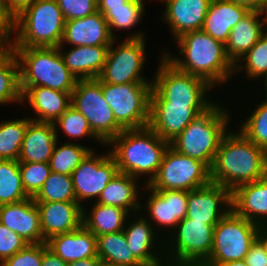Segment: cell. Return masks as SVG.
<instances>
[{"instance_id":"6da1fadb","label":"cell","mask_w":267,"mask_h":266,"mask_svg":"<svg viewBox=\"0 0 267 266\" xmlns=\"http://www.w3.org/2000/svg\"><path fill=\"white\" fill-rule=\"evenodd\" d=\"M267 176V152L242 132H227L210 169V180L231 192L238 186Z\"/></svg>"},{"instance_id":"7a4b0ae2","label":"cell","mask_w":267,"mask_h":266,"mask_svg":"<svg viewBox=\"0 0 267 266\" xmlns=\"http://www.w3.org/2000/svg\"><path fill=\"white\" fill-rule=\"evenodd\" d=\"M179 56L167 52L163 56L179 71L198 76L211 86L226 82L234 73V64L226 55L225 45L203 30L190 31L175 39Z\"/></svg>"},{"instance_id":"3957f363","label":"cell","mask_w":267,"mask_h":266,"mask_svg":"<svg viewBox=\"0 0 267 266\" xmlns=\"http://www.w3.org/2000/svg\"><path fill=\"white\" fill-rule=\"evenodd\" d=\"M118 171L134 178L147 175V184L157 174L170 143L161 139L149 126L140 129H124L108 144Z\"/></svg>"},{"instance_id":"277c9868","label":"cell","mask_w":267,"mask_h":266,"mask_svg":"<svg viewBox=\"0 0 267 266\" xmlns=\"http://www.w3.org/2000/svg\"><path fill=\"white\" fill-rule=\"evenodd\" d=\"M19 64L20 87L45 86L72 93L77 79L66 67L58 47H11Z\"/></svg>"},{"instance_id":"5b68a950","label":"cell","mask_w":267,"mask_h":266,"mask_svg":"<svg viewBox=\"0 0 267 266\" xmlns=\"http://www.w3.org/2000/svg\"><path fill=\"white\" fill-rule=\"evenodd\" d=\"M229 114L215 102L170 142L181 154L203 162L211 169L220 142L228 132Z\"/></svg>"},{"instance_id":"8992f818","label":"cell","mask_w":267,"mask_h":266,"mask_svg":"<svg viewBox=\"0 0 267 266\" xmlns=\"http://www.w3.org/2000/svg\"><path fill=\"white\" fill-rule=\"evenodd\" d=\"M65 19L56 0H37L14 17L12 47H58Z\"/></svg>"},{"instance_id":"52a82bcc","label":"cell","mask_w":267,"mask_h":266,"mask_svg":"<svg viewBox=\"0 0 267 266\" xmlns=\"http://www.w3.org/2000/svg\"><path fill=\"white\" fill-rule=\"evenodd\" d=\"M152 81L150 104H188V107H210L206 99L211 86L206 80L176 69L164 56Z\"/></svg>"},{"instance_id":"ba28073f","label":"cell","mask_w":267,"mask_h":266,"mask_svg":"<svg viewBox=\"0 0 267 266\" xmlns=\"http://www.w3.org/2000/svg\"><path fill=\"white\" fill-rule=\"evenodd\" d=\"M257 224L237 215L232 209L214 226L213 246L201 266H217L244 260L257 239Z\"/></svg>"},{"instance_id":"9c48e42d","label":"cell","mask_w":267,"mask_h":266,"mask_svg":"<svg viewBox=\"0 0 267 266\" xmlns=\"http://www.w3.org/2000/svg\"><path fill=\"white\" fill-rule=\"evenodd\" d=\"M152 83H102L105 101L124 129L148 127Z\"/></svg>"},{"instance_id":"30bf717a","label":"cell","mask_w":267,"mask_h":266,"mask_svg":"<svg viewBox=\"0 0 267 266\" xmlns=\"http://www.w3.org/2000/svg\"><path fill=\"white\" fill-rule=\"evenodd\" d=\"M71 106L85 116L93 133L105 145L124 130L105 101L102 82L98 79L77 80L71 94Z\"/></svg>"},{"instance_id":"8fae6325","label":"cell","mask_w":267,"mask_h":266,"mask_svg":"<svg viewBox=\"0 0 267 266\" xmlns=\"http://www.w3.org/2000/svg\"><path fill=\"white\" fill-rule=\"evenodd\" d=\"M210 182V169L203 162L181 154L169 146L157 174L146 185L156 191L189 192Z\"/></svg>"},{"instance_id":"7c38bea8","label":"cell","mask_w":267,"mask_h":266,"mask_svg":"<svg viewBox=\"0 0 267 266\" xmlns=\"http://www.w3.org/2000/svg\"><path fill=\"white\" fill-rule=\"evenodd\" d=\"M203 221H191L185 217L174 230L173 244L164 253L167 266H201L210 255L213 246L214 226ZM168 250H171L168 253ZM171 253V254H170ZM172 257V258H171ZM170 260H169V259Z\"/></svg>"},{"instance_id":"4fadbf2b","label":"cell","mask_w":267,"mask_h":266,"mask_svg":"<svg viewBox=\"0 0 267 266\" xmlns=\"http://www.w3.org/2000/svg\"><path fill=\"white\" fill-rule=\"evenodd\" d=\"M134 34L125 38L116 48L113 47L115 39L113 40L107 52L103 71L97 78L100 82L116 85L152 83V80H147L141 73L146 60L145 36L142 32Z\"/></svg>"},{"instance_id":"5bb4252c","label":"cell","mask_w":267,"mask_h":266,"mask_svg":"<svg viewBox=\"0 0 267 266\" xmlns=\"http://www.w3.org/2000/svg\"><path fill=\"white\" fill-rule=\"evenodd\" d=\"M90 151L72 172V181L76 201L81 205L83 200H98L103 189L119 172L115 159L110 151L106 155H95Z\"/></svg>"},{"instance_id":"9a60e30c","label":"cell","mask_w":267,"mask_h":266,"mask_svg":"<svg viewBox=\"0 0 267 266\" xmlns=\"http://www.w3.org/2000/svg\"><path fill=\"white\" fill-rule=\"evenodd\" d=\"M231 207V191L220 184L210 182L188 192L186 217L191 221L217 224Z\"/></svg>"},{"instance_id":"2e32d148","label":"cell","mask_w":267,"mask_h":266,"mask_svg":"<svg viewBox=\"0 0 267 266\" xmlns=\"http://www.w3.org/2000/svg\"><path fill=\"white\" fill-rule=\"evenodd\" d=\"M209 107H188V104H150L149 127L170 143L200 113Z\"/></svg>"},{"instance_id":"e0dca14e","label":"cell","mask_w":267,"mask_h":266,"mask_svg":"<svg viewBox=\"0 0 267 266\" xmlns=\"http://www.w3.org/2000/svg\"><path fill=\"white\" fill-rule=\"evenodd\" d=\"M0 223L29 244L46 242L42 235L39 210L33 197L18 203L0 205Z\"/></svg>"},{"instance_id":"ac0fdd59","label":"cell","mask_w":267,"mask_h":266,"mask_svg":"<svg viewBox=\"0 0 267 266\" xmlns=\"http://www.w3.org/2000/svg\"><path fill=\"white\" fill-rule=\"evenodd\" d=\"M45 240L77 230L83 225V204L78 202H35Z\"/></svg>"},{"instance_id":"d6986e66","label":"cell","mask_w":267,"mask_h":266,"mask_svg":"<svg viewBox=\"0 0 267 266\" xmlns=\"http://www.w3.org/2000/svg\"><path fill=\"white\" fill-rule=\"evenodd\" d=\"M147 191H151L148 197L146 205H143L149 209L148 216L152 220L154 226L174 228L177 224L186 217L187 213V198L188 192L182 190H164L156 191L150 189L145 184ZM172 226V227H171Z\"/></svg>"},{"instance_id":"ffe728a7","label":"cell","mask_w":267,"mask_h":266,"mask_svg":"<svg viewBox=\"0 0 267 266\" xmlns=\"http://www.w3.org/2000/svg\"><path fill=\"white\" fill-rule=\"evenodd\" d=\"M113 40L106 19L99 11H96L84 18L65 21L64 33L59 46H64V43L73 46L111 45Z\"/></svg>"},{"instance_id":"44dd1931","label":"cell","mask_w":267,"mask_h":266,"mask_svg":"<svg viewBox=\"0 0 267 266\" xmlns=\"http://www.w3.org/2000/svg\"><path fill=\"white\" fill-rule=\"evenodd\" d=\"M211 1L165 0L166 9L162 19L169 24L174 40L186 32L202 30Z\"/></svg>"},{"instance_id":"7402d4cb","label":"cell","mask_w":267,"mask_h":266,"mask_svg":"<svg viewBox=\"0 0 267 266\" xmlns=\"http://www.w3.org/2000/svg\"><path fill=\"white\" fill-rule=\"evenodd\" d=\"M232 210L257 224L267 225V176L236 187L231 192Z\"/></svg>"},{"instance_id":"603a6c76","label":"cell","mask_w":267,"mask_h":266,"mask_svg":"<svg viewBox=\"0 0 267 266\" xmlns=\"http://www.w3.org/2000/svg\"><path fill=\"white\" fill-rule=\"evenodd\" d=\"M22 101L26 100L33 108L36 118L33 121L54 123L70 106L71 94L45 86L20 87Z\"/></svg>"},{"instance_id":"cb8c5ba5","label":"cell","mask_w":267,"mask_h":266,"mask_svg":"<svg viewBox=\"0 0 267 266\" xmlns=\"http://www.w3.org/2000/svg\"><path fill=\"white\" fill-rule=\"evenodd\" d=\"M46 245L67 263L97 257L96 236L84 225L77 230L50 237Z\"/></svg>"},{"instance_id":"d4e9b609","label":"cell","mask_w":267,"mask_h":266,"mask_svg":"<svg viewBox=\"0 0 267 266\" xmlns=\"http://www.w3.org/2000/svg\"><path fill=\"white\" fill-rule=\"evenodd\" d=\"M263 12L250 10L246 16L238 22L230 31L229 38L225 44L227 57L235 65L250 48L267 32L264 28L266 22L262 17Z\"/></svg>"},{"instance_id":"484cf974","label":"cell","mask_w":267,"mask_h":266,"mask_svg":"<svg viewBox=\"0 0 267 266\" xmlns=\"http://www.w3.org/2000/svg\"><path fill=\"white\" fill-rule=\"evenodd\" d=\"M250 9L229 0H212L202 30L215 40L226 44L230 31Z\"/></svg>"},{"instance_id":"4316f807","label":"cell","mask_w":267,"mask_h":266,"mask_svg":"<svg viewBox=\"0 0 267 266\" xmlns=\"http://www.w3.org/2000/svg\"><path fill=\"white\" fill-rule=\"evenodd\" d=\"M110 45L72 46L62 52L58 46L66 67L77 80L97 79L103 71Z\"/></svg>"},{"instance_id":"83f0119b","label":"cell","mask_w":267,"mask_h":266,"mask_svg":"<svg viewBox=\"0 0 267 266\" xmlns=\"http://www.w3.org/2000/svg\"><path fill=\"white\" fill-rule=\"evenodd\" d=\"M57 133L53 123L31 120L24 135L18 162L49 163L58 140Z\"/></svg>"},{"instance_id":"f1b7e54d","label":"cell","mask_w":267,"mask_h":266,"mask_svg":"<svg viewBox=\"0 0 267 266\" xmlns=\"http://www.w3.org/2000/svg\"><path fill=\"white\" fill-rule=\"evenodd\" d=\"M152 225L146 217L139 216L138 220H135L128 227L125 226L123 231L128 246L131 249V253L143 266H167L166 262H163V258L166 255L161 254L159 256L154 253L153 245L156 244L154 239H156L157 235H155ZM157 256L162 257V259Z\"/></svg>"},{"instance_id":"f546056e","label":"cell","mask_w":267,"mask_h":266,"mask_svg":"<svg viewBox=\"0 0 267 266\" xmlns=\"http://www.w3.org/2000/svg\"><path fill=\"white\" fill-rule=\"evenodd\" d=\"M138 179L118 172L94 202L127 210L130 214L141 209L138 203Z\"/></svg>"},{"instance_id":"4dcf8cb0","label":"cell","mask_w":267,"mask_h":266,"mask_svg":"<svg viewBox=\"0 0 267 266\" xmlns=\"http://www.w3.org/2000/svg\"><path fill=\"white\" fill-rule=\"evenodd\" d=\"M83 208V225L95 236L120 232L130 213L115 206L94 203L89 213Z\"/></svg>"},{"instance_id":"1f68e13d","label":"cell","mask_w":267,"mask_h":266,"mask_svg":"<svg viewBox=\"0 0 267 266\" xmlns=\"http://www.w3.org/2000/svg\"><path fill=\"white\" fill-rule=\"evenodd\" d=\"M97 256L117 266H143L131 253L124 231L96 236Z\"/></svg>"},{"instance_id":"d6a6232c","label":"cell","mask_w":267,"mask_h":266,"mask_svg":"<svg viewBox=\"0 0 267 266\" xmlns=\"http://www.w3.org/2000/svg\"><path fill=\"white\" fill-rule=\"evenodd\" d=\"M22 102L19 64L16 55L8 50L0 58V105Z\"/></svg>"},{"instance_id":"836d02e7","label":"cell","mask_w":267,"mask_h":266,"mask_svg":"<svg viewBox=\"0 0 267 266\" xmlns=\"http://www.w3.org/2000/svg\"><path fill=\"white\" fill-rule=\"evenodd\" d=\"M28 198L22 184L19 162L0 159V205L18 203Z\"/></svg>"},{"instance_id":"e575fe53","label":"cell","mask_w":267,"mask_h":266,"mask_svg":"<svg viewBox=\"0 0 267 266\" xmlns=\"http://www.w3.org/2000/svg\"><path fill=\"white\" fill-rule=\"evenodd\" d=\"M29 118L0 122V159L18 161Z\"/></svg>"},{"instance_id":"d590c367","label":"cell","mask_w":267,"mask_h":266,"mask_svg":"<svg viewBox=\"0 0 267 266\" xmlns=\"http://www.w3.org/2000/svg\"><path fill=\"white\" fill-rule=\"evenodd\" d=\"M58 141L49 160L50 169L55 173L72 175V172L92 149L74 142H67L59 147Z\"/></svg>"},{"instance_id":"8d00e7d4","label":"cell","mask_w":267,"mask_h":266,"mask_svg":"<svg viewBox=\"0 0 267 266\" xmlns=\"http://www.w3.org/2000/svg\"><path fill=\"white\" fill-rule=\"evenodd\" d=\"M33 199L35 202H77L72 176L51 172Z\"/></svg>"},{"instance_id":"74e56055","label":"cell","mask_w":267,"mask_h":266,"mask_svg":"<svg viewBox=\"0 0 267 266\" xmlns=\"http://www.w3.org/2000/svg\"><path fill=\"white\" fill-rule=\"evenodd\" d=\"M143 0H129L125 6L110 7V10H97L106 19L110 33L115 39L114 28L131 29L137 25L144 14Z\"/></svg>"},{"instance_id":"f35d334b","label":"cell","mask_w":267,"mask_h":266,"mask_svg":"<svg viewBox=\"0 0 267 266\" xmlns=\"http://www.w3.org/2000/svg\"><path fill=\"white\" fill-rule=\"evenodd\" d=\"M243 62L234 65V72L245 69L248 78L263 77L267 74V32L240 58ZM243 64V65H242Z\"/></svg>"},{"instance_id":"ab89813d","label":"cell","mask_w":267,"mask_h":266,"mask_svg":"<svg viewBox=\"0 0 267 266\" xmlns=\"http://www.w3.org/2000/svg\"><path fill=\"white\" fill-rule=\"evenodd\" d=\"M239 131L267 152V99L241 124Z\"/></svg>"},{"instance_id":"60d3db41","label":"cell","mask_w":267,"mask_h":266,"mask_svg":"<svg viewBox=\"0 0 267 266\" xmlns=\"http://www.w3.org/2000/svg\"><path fill=\"white\" fill-rule=\"evenodd\" d=\"M58 123V124H57ZM55 130L57 132L58 125L68 135V138H82L84 136H90L100 143H103L92 131L88 120L85 116L77 111L74 107L70 106L54 123Z\"/></svg>"},{"instance_id":"b9f144b4","label":"cell","mask_w":267,"mask_h":266,"mask_svg":"<svg viewBox=\"0 0 267 266\" xmlns=\"http://www.w3.org/2000/svg\"><path fill=\"white\" fill-rule=\"evenodd\" d=\"M24 191L29 197H34L42 188L51 174L49 163L19 162Z\"/></svg>"},{"instance_id":"7bdbcfd3","label":"cell","mask_w":267,"mask_h":266,"mask_svg":"<svg viewBox=\"0 0 267 266\" xmlns=\"http://www.w3.org/2000/svg\"><path fill=\"white\" fill-rule=\"evenodd\" d=\"M65 21L80 19L97 11V0H56Z\"/></svg>"},{"instance_id":"ee69618b","label":"cell","mask_w":267,"mask_h":266,"mask_svg":"<svg viewBox=\"0 0 267 266\" xmlns=\"http://www.w3.org/2000/svg\"><path fill=\"white\" fill-rule=\"evenodd\" d=\"M43 259V243L28 244L25 248L7 258L5 266H41Z\"/></svg>"},{"instance_id":"f6af8a7d","label":"cell","mask_w":267,"mask_h":266,"mask_svg":"<svg viewBox=\"0 0 267 266\" xmlns=\"http://www.w3.org/2000/svg\"><path fill=\"white\" fill-rule=\"evenodd\" d=\"M29 243L0 223V263L25 248Z\"/></svg>"},{"instance_id":"bcb514c9","label":"cell","mask_w":267,"mask_h":266,"mask_svg":"<svg viewBox=\"0 0 267 266\" xmlns=\"http://www.w3.org/2000/svg\"><path fill=\"white\" fill-rule=\"evenodd\" d=\"M13 33H14V17L7 11L3 1L0 0V42L8 50H11L13 44V39L11 38V35Z\"/></svg>"},{"instance_id":"7dc6e473","label":"cell","mask_w":267,"mask_h":266,"mask_svg":"<svg viewBox=\"0 0 267 266\" xmlns=\"http://www.w3.org/2000/svg\"><path fill=\"white\" fill-rule=\"evenodd\" d=\"M244 261L248 266H267V253L257 239L251 245Z\"/></svg>"},{"instance_id":"c3c4849f","label":"cell","mask_w":267,"mask_h":266,"mask_svg":"<svg viewBox=\"0 0 267 266\" xmlns=\"http://www.w3.org/2000/svg\"><path fill=\"white\" fill-rule=\"evenodd\" d=\"M5 4L7 11L15 17L18 15L23 9L32 5L37 0H2Z\"/></svg>"},{"instance_id":"681fc988","label":"cell","mask_w":267,"mask_h":266,"mask_svg":"<svg viewBox=\"0 0 267 266\" xmlns=\"http://www.w3.org/2000/svg\"><path fill=\"white\" fill-rule=\"evenodd\" d=\"M68 263L48 249L46 242L43 243V259L41 266H67Z\"/></svg>"},{"instance_id":"f907efd6","label":"cell","mask_w":267,"mask_h":266,"mask_svg":"<svg viewBox=\"0 0 267 266\" xmlns=\"http://www.w3.org/2000/svg\"><path fill=\"white\" fill-rule=\"evenodd\" d=\"M229 1L244 5L248 7L250 10H259V11H263L267 3V0H229Z\"/></svg>"},{"instance_id":"816d5d0a","label":"cell","mask_w":267,"mask_h":266,"mask_svg":"<svg viewBox=\"0 0 267 266\" xmlns=\"http://www.w3.org/2000/svg\"><path fill=\"white\" fill-rule=\"evenodd\" d=\"M129 0H97V10H110V7L125 6Z\"/></svg>"},{"instance_id":"f5cc1de1","label":"cell","mask_w":267,"mask_h":266,"mask_svg":"<svg viewBox=\"0 0 267 266\" xmlns=\"http://www.w3.org/2000/svg\"><path fill=\"white\" fill-rule=\"evenodd\" d=\"M101 263L102 261L97 256L92 258L81 259L74 262H69L67 266H101Z\"/></svg>"},{"instance_id":"db71d44e","label":"cell","mask_w":267,"mask_h":266,"mask_svg":"<svg viewBox=\"0 0 267 266\" xmlns=\"http://www.w3.org/2000/svg\"><path fill=\"white\" fill-rule=\"evenodd\" d=\"M257 240L267 253V225H259L257 229Z\"/></svg>"},{"instance_id":"11a10c76","label":"cell","mask_w":267,"mask_h":266,"mask_svg":"<svg viewBox=\"0 0 267 266\" xmlns=\"http://www.w3.org/2000/svg\"><path fill=\"white\" fill-rule=\"evenodd\" d=\"M217 266H248L244 260L230 261Z\"/></svg>"},{"instance_id":"9f6ffc18","label":"cell","mask_w":267,"mask_h":266,"mask_svg":"<svg viewBox=\"0 0 267 266\" xmlns=\"http://www.w3.org/2000/svg\"><path fill=\"white\" fill-rule=\"evenodd\" d=\"M8 51V49L0 42V58Z\"/></svg>"},{"instance_id":"6f0895ef","label":"cell","mask_w":267,"mask_h":266,"mask_svg":"<svg viewBox=\"0 0 267 266\" xmlns=\"http://www.w3.org/2000/svg\"><path fill=\"white\" fill-rule=\"evenodd\" d=\"M262 12H263V14L265 15V16H264V20H265L266 25H267V3H266V6H265V8H264V10H263ZM266 27H267V26H266Z\"/></svg>"},{"instance_id":"680465c9","label":"cell","mask_w":267,"mask_h":266,"mask_svg":"<svg viewBox=\"0 0 267 266\" xmlns=\"http://www.w3.org/2000/svg\"><path fill=\"white\" fill-rule=\"evenodd\" d=\"M264 77V81H265V92H266V95H267V74L263 76ZM267 97V96H266ZM267 99V98H266Z\"/></svg>"},{"instance_id":"91938a15","label":"cell","mask_w":267,"mask_h":266,"mask_svg":"<svg viewBox=\"0 0 267 266\" xmlns=\"http://www.w3.org/2000/svg\"><path fill=\"white\" fill-rule=\"evenodd\" d=\"M101 266H117V265H112V264H108V263H104V262H102V263H101Z\"/></svg>"}]
</instances>
